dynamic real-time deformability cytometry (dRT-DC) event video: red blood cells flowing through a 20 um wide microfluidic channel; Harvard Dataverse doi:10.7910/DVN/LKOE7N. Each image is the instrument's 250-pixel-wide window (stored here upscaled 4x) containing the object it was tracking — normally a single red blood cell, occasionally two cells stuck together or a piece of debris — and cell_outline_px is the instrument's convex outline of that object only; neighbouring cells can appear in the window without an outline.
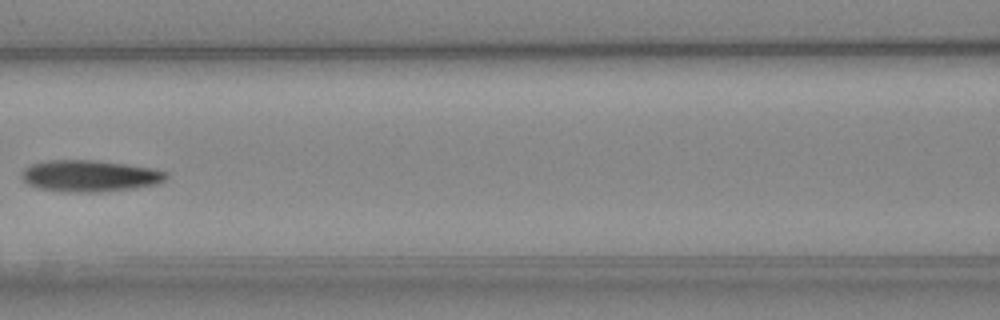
{"species": "Egyptian fruit bat (a non-hibernating species)", "species_latin": "Rousettus aegyptiacus", "temperature_condition": "cold", "stored_images_in_passage": 8, "camera_frame_rate_fps": 3000, "um_per_image_px": 0.085, "animal": {"sex": "female"}, "frame": {"image": 1, "passage_image": 7, "time_ms": 7.0, "image_size_px": [1000, 320], "cell_outline_px": [[168, 176], [164, 180], [156, 184], [136, 188], [96, 192], [64, 192], [40, 188], [28, 184], [24, 180], [24, 168], [32, 164], [44, 160], [92, 160], [128, 164], [152, 168], [168, 172]], "centroid_in_image_um": [7.67, 14.95], "position_along_channel_um": 158.9, "area_um2": 26.47}}
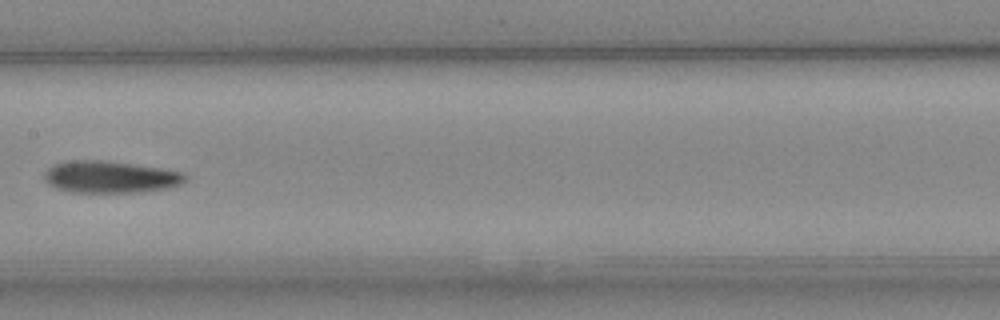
{"frame": {"image": 2, "passage_image": 8, "time_ms": 8.0, "image_size_px": [1000, 320], "cell_outline_px": [[188, 176], [180, 184], [168, 188], [136, 192], [72, 192], [56, 188], [48, 184], [44, 180], [44, 172], [52, 164], [72, 160], [100, 160], [132, 164], [160, 168], [184, 172]], "centroid_in_image_um": [9.34, 15.04], "position_along_channel_um": 198.1, "area_um2": 26.18}}